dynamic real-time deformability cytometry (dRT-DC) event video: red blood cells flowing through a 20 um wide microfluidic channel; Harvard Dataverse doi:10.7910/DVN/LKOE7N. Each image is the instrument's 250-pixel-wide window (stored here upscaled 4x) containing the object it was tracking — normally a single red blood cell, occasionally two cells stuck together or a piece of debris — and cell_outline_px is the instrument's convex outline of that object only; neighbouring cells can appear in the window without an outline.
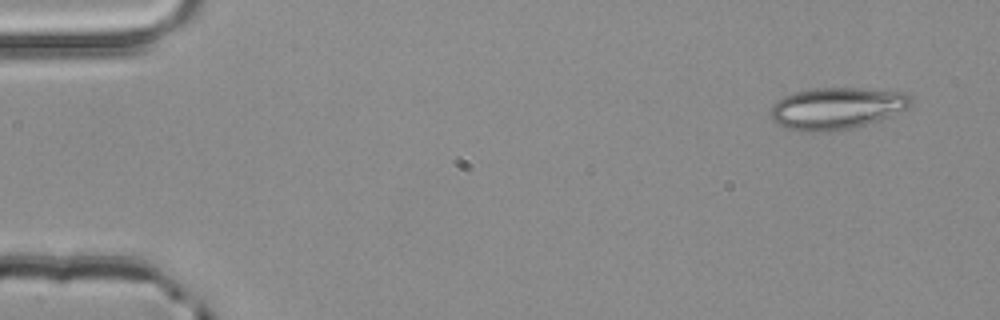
{"species": "common noctule bat (a hibernating species)", "species_latin": "Nyctalus noctula", "temperature_condition": "room temperature", "stored_images_in_passage": 5, "camera_frame_rate_fps": 3000, "um_per_image_px": 0.085, "animal": {"sex": "male", "body_mass_g": 20.4}, "frame": {"image": 1, "passage_image": 1, "time_ms": 0.0, "image_size_px": [1000, 320], "cell_outline_px": [[912, 104], [908, 108], [880, 120], [852, 128], [832, 132], [800, 132], [784, 128], [776, 124], [768, 116], [772, 108], [784, 96], [796, 92], [816, 88], [860, 88], [908, 92], [912, 96]], "centroid_in_image_um": [71.13, 9.22], "position_along_channel_um": 13.9, "area_um2": 34.62}}